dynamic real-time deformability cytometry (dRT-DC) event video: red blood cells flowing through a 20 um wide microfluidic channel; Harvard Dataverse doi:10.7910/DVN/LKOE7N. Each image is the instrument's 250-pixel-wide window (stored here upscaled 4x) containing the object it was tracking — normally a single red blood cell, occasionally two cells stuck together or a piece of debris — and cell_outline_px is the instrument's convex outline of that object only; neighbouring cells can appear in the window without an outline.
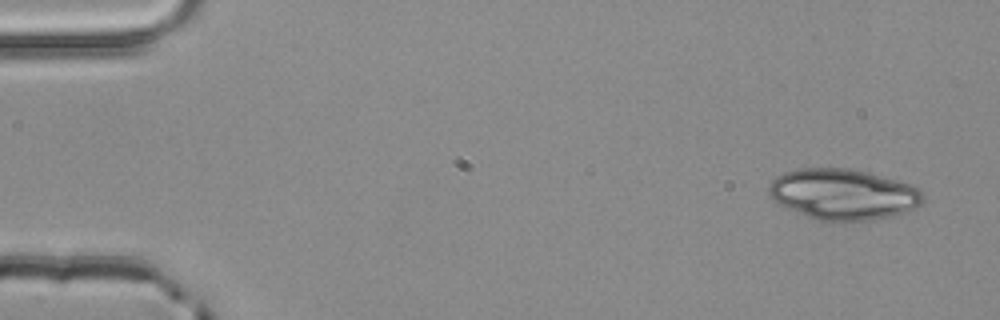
{"species": "common noctule bat (a hibernating species)", "species_latin": "Nyctalus noctula", "temperature_condition": "room temperature", "stored_images_in_passage": 4, "segment_of_instrument_passage": [1, 2], "camera_frame_rate_fps": 3000, "um_per_image_px": 0.085, "animal": {"sex": "male", "body_mass_g": 20.4}, "frame": {"image": 1, "passage_image": 1, "time_ms": 0.0, "image_size_px": [1000, 320], "cell_outline_px": [[924, 200], [920, 204], [904, 212], [888, 216], [868, 220], [820, 220], [808, 216], [788, 208], [780, 204], [768, 196], [768, 188], [772, 180], [776, 176], [784, 172], [800, 168], [848, 168], [868, 172], [912, 184], [920, 188], [924, 192]], "centroid_in_image_um": [71.67, 16.48], "position_along_channel_um": 13.3, "area_um2": 45.37}}